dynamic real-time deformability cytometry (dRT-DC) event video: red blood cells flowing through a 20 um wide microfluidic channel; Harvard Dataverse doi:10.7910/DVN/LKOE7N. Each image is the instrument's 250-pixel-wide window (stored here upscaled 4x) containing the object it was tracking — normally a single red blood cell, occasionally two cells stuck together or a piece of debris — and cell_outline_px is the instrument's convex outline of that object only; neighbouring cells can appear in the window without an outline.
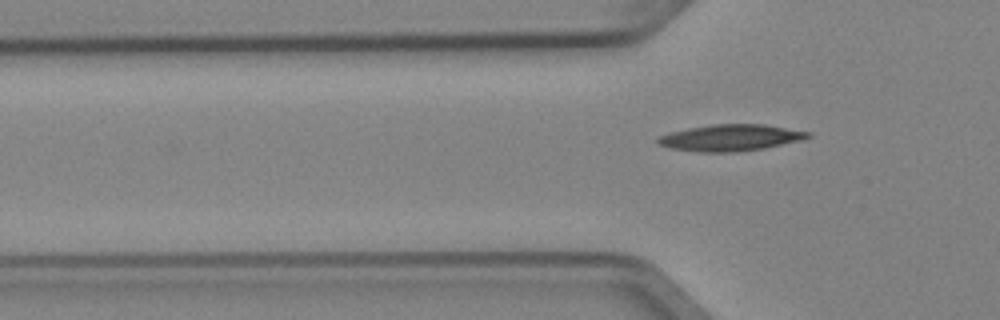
{"species": "Egyptian fruit bat (a non-hibernating species)", "species_latin": "Rousettus aegyptiacus", "temperature_condition": "cold", "stored_images_in_passage": 2, "camera_frame_rate_fps": 3000, "um_per_image_px": 0.085, "animal": {"sex": "female"}, "frame": {"image": 1, "passage_image": 2, "time_ms": 0.333, "image_size_px": [1000, 320], "cell_outline_px": [[812, 136], [800, 140], [764, 148], [736, 152], [700, 152], [668, 148], [656, 144], [656, 136], [688, 128], [712, 124], [764, 124], [812, 132]], "centroid_in_image_um": [62.05, 11.7], "position_along_channel_um": 63.7, "area_um2": 23.29}}